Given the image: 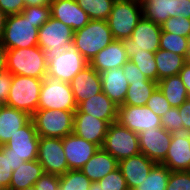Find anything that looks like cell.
<instances>
[{"mask_svg":"<svg viewBox=\"0 0 190 190\" xmlns=\"http://www.w3.org/2000/svg\"><path fill=\"white\" fill-rule=\"evenodd\" d=\"M109 124L85 113H74L73 133L102 148Z\"/></svg>","mask_w":190,"mask_h":190,"instance_id":"obj_20","label":"cell"},{"mask_svg":"<svg viewBox=\"0 0 190 190\" xmlns=\"http://www.w3.org/2000/svg\"><path fill=\"white\" fill-rule=\"evenodd\" d=\"M74 31L61 21L50 17L49 20L39 28L38 46L47 55L58 53L73 43Z\"/></svg>","mask_w":190,"mask_h":190,"instance_id":"obj_11","label":"cell"},{"mask_svg":"<svg viewBox=\"0 0 190 190\" xmlns=\"http://www.w3.org/2000/svg\"><path fill=\"white\" fill-rule=\"evenodd\" d=\"M51 17L76 31L90 22V17L75 0H51Z\"/></svg>","mask_w":190,"mask_h":190,"instance_id":"obj_19","label":"cell"},{"mask_svg":"<svg viewBox=\"0 0 190 190\" xmlns=\"http://www.w3.org/2000/svg\"><path fill=\"white\" fill-rule=\"evenodd\" d=\"M146 106L160 118L163 117L164 114L172 108L158 87L148 99Z\"/></svg>","mask_w":190,"mask_h":190,"instance_id":"obj_40","label":"cell"},{"mask_svg":"<svg viewBox=\"0 0 190 190\" xmlns=\"http://www.w3.org/2000/svg\"><path fill=\"white\" fill-rule=\"evenodd\" d=\"M44 173L38 160L24 162L13 171L8 190H24L31 187Z\"/></svg>","mask_w":190,"mask_h":190,"instance_id":"obj_28","label":"cell"},{"mask_svg":"<svg viewBox=\"0 0 190 190\" xmlns=\"http://www.w3.org/2000/svg\"><path fill=\"white\" fill-rule=\"evenodd\" d=\"M34 186L36 190H59V176L44 173Z\"/></svg>","mask_w":190,"mask_h":190,"instance_id":"obj_45","label":"cell"},{"mask_svg":"<svg viewBox=\"0 0 190 190\" xmlns=\"http://www.w3.org/2000/svg\"><path fill=\"white\" fill-rule=\"evenodd\" d=\"M43 79L13 75L7 106L33 115L38 110Z\"/></svg>","mask_w":190,"mask_h":190,"instance_id":"obj_5","label":"cell"},{"mask_svg":"<svg viewBox=\"0 0 190 190\" xmlns=\"http://www.w3.org/2000/svg\"><path fill=\"white\" fill-rule=\"evenodd\" d=\"M161 164H164L170 171H190L189 133L172 134L170 147Z\"/></svg>","mask_w":190,"mask_h":190,"instance_id":"obj_17","label":"cell"},{"mask_svg":"<svg viewBox=\"0 0 190 190\" xmlns=\"http://www.w3.org/2000/svg\"><path fill=\"white\" fill-rule=\"evenodd\" d=\"M117 122L137 134L145 130L150 131V129L162 127L161 118L154 114L146 105L119 106Z\"/></svg>","mask_w":190,"mask_h":190,"instance_id":"obj_13","label":"cell"},{"mask_svg":"<svg viewBox=\"0 0 190 190\" xmlns=\"http://www.w3.org/2000/svg\"><path fill=\"white\" fill-rule=\"evenodd\" d=\"M149 80L157 82V65L155 53L148 51H134V55L129 58Z\"/></svg>","mask_w":190,"mask_h":190,"instance_id":"obj_36","label":"cell"},{"mask_svg":"<svg viewBox=\"0 0 190 190\" xmlns=\"http://www.w3.org/2000/svg\"><path fill=\"white\" fill-rule=\"evenodd\" d=\"M25 7L50 5L51 0H24Z\"/></svg>","mask_w":190,"mask_h":190,"instance_id":"obj_52","label":"cell"},{"mask_svg":"<svg viewBox=\"0 0 190 190\" xmlns=\"http://www.w3.org/2000/svg\"><path fill=\"white\" fill-rule=\"evenodd\" d=\"M70 86L77 105L102 92L100 74L90 64L74 76Z\"/></svg>","mask_w":190,"mask_h":190,"instance_id":"obj_18","label":"cell"},{"mask_svg":"<svg viewBox=\"0 0 190 190\" xmlns=\"http://www.w3.org/2000/svg\"><path fill=\"white\" fill-rule=\"evenodd\" d=\"M157 87L173 108H178L190 97L179 75L170 76L158 81Z\"/></svg>","mask_w":190,"mask_h":190,"instance_id":"obj_30","label":"cell"},{"mask_svg":"<svg viewBox=\"0 0 190 190\" xmlns=\"http://www.w3.org/2000/svg\"><path fill=\"white\" fill-rule=\"evenodd\" d=\"M171 171L161 163H156L149 175L132 190H166Z\"/></svg>","mask_w":190,"mask_h":190,"instance_id":"obj_33","label":"cell"},{"mask_svg":"<svg viewBox=\"0 0 190 190\" xmlns=\"http://www.w3.org/2000/svg\"><path fill=\"white\" fill-rule=\"evenodd\" d=\"M179 7V16L190 19V0H181Z\"/></svg>","mask_w":190,"mask_h":190,"instance_id":"obj_51","label":"cell"},{"mask_svg":"<svg viewBox=\"0 0 190 190\" xmlns=\"http://www.w3.org/2000/svg\"><path fill=\"white\" fill-rule=\"evenodd\" d=\"M143 18L140 0H115L107 19L115 40L131 37L138 22Z\"/></svg>","mask_w":190,"mask_h":190,"instance_id":"obj_3","label":"cell"},{"mask_svg":"<svg viewBox=\"0 0 190 190\" xmlns=\"http://www.w3.org/2000/svg\"><path fill=\"white\" fill-rule=\"evenodd\" d=\"M24 190H36V188H35V186L33 185V186L28 187V188H26V189H24Z\"/></svg>","mask_w":190,"mask_h":190,"instance_id":"obj_55","label":"cell"},{"mask_svg":"<svg viewBox=\"0 0 190 190\" xmlns=\"http://www.w3.org/2000/svg\"><path fill=\"white\" fill-rule=\"evenodd\" d=\"M129 58L122 40H114L96 54L89 64L98 72L123 67Z\"/></svg>","mask_w":190,"mask_h":190,"instance_id":"obj_24","label":"cell"},{"mask_svg":"<svg viewBox=\"0 0 190 190\" xmlns=\"http://www.w3.org/2000/svg\"><path fill=\"white\" fill-rule=\"evenodd\" d=\"M114 40L107 21L90 20L83 28L74 31L73 44L80 54L90 62L98 52Z\"/></svg>","mask_w":190,"mask_h":190,"instance_id":"obj_2","label":"cell"},{"mask_svg":"<svg viewBox=\"0 0 190 190\" xmlns=\"http://www.w3.org/2000/svg\"><path fill=\"white\" fill-rule=\"evenodd\" d=\"M22 13L34 23V27H42L51 17L50 5L25 7Z\"/></svg>","mask_w":190,"mask_h":190,"instance_id":"obj_39","label":"cell"},{"mask_svg":"<svg viewBox=\"0 0 190 190\" xmlns=\"http://www.w3.org/2000/svg\"><path fill=\"white\" fill-rule=\"evenodd\" d=\"M143 18L153 21L158 25L169 17H179V5L181 0H140Z\"/></svg>","mask_w":190,"mask_h":190,"instance_id":"obj_26","label":"cell"},{"mask_svg":"<svg viewBox=\"0 0 190 190\" xmlns=\"http://www.w3.org/2000/svg\"><path fill=\"white\" fill-rule=\"evenodd\" d=\"M161 126L171 133L183 132V125L181 123L178 108H171L161 117Z\"/></svg>","mask_w":190,"mask_h":190,"instance_id":"obj_43","label":"cell"},{"mask_svg":"<svg viewBox=\"0 0 190 190\" xmlns=\"http://www.w3.org/2000/svg\"><path fill=\"white\" fill-rule=\"evenodd\" d=\"M161 26L153 21L142 18L131 37L124 38L122 43L128 58L134 55V51L156 52L160 46Z\"/></svg>","mask_w":190,"mask_h":190,"instance_id":"obj_10","label":"cell"},{"mask_svg":"<svg viewBox=\"0 0 190 190\" xmlns=\"http://www.w3.org/2000/svg\"><path fill=\"white\" fill-rule=\"evenodd\" d=\"M7 16L8 15L4 11L0 10V39L3 36Z\"/></svg>","mask_w":190,"mask_h":190,"instance_id":"obj_53","label":"cell"},{"mask_svg":"<svg viewBox=\"0 0 190 190\" xmlns=\"http://www.w3.org/2000/svg\"><path fill=\"white\" fill-rule=\"evenodd\" d=\"M172 134L163 127L140 132L138 134L140 152L150 160L161 163L167 155Z\"/></svg>","mask_w":190,"mask_h":190,"instance_id":"obj_15","label":"cell"},{"mask_svg":"<svg viewBox=\"0 0 190 190\" xmlns=\"http://www.w3.org/2000/svg\"><path fill=\"white\" fill-rule=\"evenodd\" d=\"M77 104L70 83L46 76L42 81L38 110L76 111Z\"/></svg>","mask_w":190,"mask_h":190,"instance_id":"obj_8","label":"cell"},{"mask_svg":"<svg viewBox=\"0 0 190 190\" xmlns=\"http://www.w3.org/2000/svg\"><path fill=\"white\" fill-rule=\"evenodd\" d=\"M30 120L31 115L27 112L0 105V146L5 145Z\"/></svg>","mask_w":190,"mask_h":190,"instance_id":"obj_25","label":"cell"},{"mask_svg":"<svg viewBox=\"0 0 190 190\" xmlns=\"http://www.w3.org/2000/svg\"><path fill=\"white\" fill-rule=\"evenodd\" d=\"M159 49L184 56L189 61V38L161 31Z\"/></svg>","mask_w":190,"mask_h":190,"instance_id":"obj_35","label":"cell"},{"mask_svg":"<svg viewBox=\"0 0 190 190\" xmlns=\"http://www.w3.org/2000/svg\"><path fill=\"white\" fill-rule=\"evenodd\" d=\"M102 190H128L125 178L118 167L98 181Z\"/></svg>","mask_w":190,"mask_h":190,"instance_id":"obj_41","label":"cell"},{"mask_svg":"<svg viewBox=\"0 0 190 190\" xmlns=\"http://www.w3.org/2000/svg\"><path fill=\"white\" fill-rule=\"evenodd\" d=\"M91 20L107 21L115 0H75Z\"/></svg>","mask_w":190,"mask_h":190,"instance_id":"obj_34","label":"cell"},{"mask_svg":"<svg viewBox=\"0 0 190 190\" xmlns=\"http://www.w3.org/2000/svg\"><path fill=\"white\" fill-rule=\"evenodd\" d=\"M162 31L190 38V19L183 16L169 17L163 25Z\"/></svg>","mask_w":190,"mask_h":190,"instance_id":"obj_38","label":"cell"},{"mask_svg":"<svg viewBox=\"0 0 190 190\" xmlns=\"http://www.w3.org/2000/svg\"><path fill=\"white\" fill-rule=\"evenodd\" d=\"M24 162L18 156L8 153V147L0 146V190H8L13 171Z\"/></svg>","mask_w":190,"mask_h":190,"instance_id":"obj_32","label":"cell"},{"mask_svg":"<svg viewBox=\"0 0 190 190\" xmlns=\"http://www.w3.org/2000/svg\"><path fill=\"white\" fill-rule=\"evenodd\" d=\"M7 71V49L0 41V73Z\"/></svg>","mask_w":190,"mask_h":190,"instance_id":"obj_50","label":"cell"},{"mask_svg":"<svg viewBox=\"0 0 190 190\" xmlns=\"http://www.w3.org/2000/svg\"><path fill=\"white\" fill-rule=\"evenodd\" d=\"M7 71L12 75H22L44 79L47 72V54L39 46L7 50Z\"/></svg>","mask_w":190,"mask_h":190,"instance_id":"obj_1","label":"cell"},{"mask_svg":"<svg viewBox=\"0 0 190 190\" xmlns=\"http://www.w3.org/2000/svg\"><path fill=\"white\" fill-rule=\"evenodd\" d=\"M12 76L9 71L0 73V105H6L10 93Z\"/></svg>","mask_w":190,"mask_h":190,"instance_id":"obj_46","label":"cell"},{"mask_svg":"<svg viewBox=\"0 0 190 190\" xmlns=\"http://www.w3.org/2000/svg\"><path fill=\"white\" fill-rule=\"evenodd\" d=\"M88 65L89 62L71 43L63 51L47 55L46 76L70 83L74 76Z\"/></svg>","mask_w":190,"mask_h":190,"instance_id":"obj_7","label":"cell"},{"mask_svg":"<svg viewBox=\"0 0 190 190\" xmlns=\"http://www.w3.org/2000/svg\"><path fill=\"white\" fill-rule=\"evenodd\" d=\"M99 74L102 82V92L118 107L123 105L129 86L123 68L105 70Z\"/></svg>","mask_w":190,"mask_h":190,"instance_id":"obj_23","label":"cell"},{"mask_svg":"<svg viewBox=\"0 0 190 190\" xmlns=\"http://www.w3.org/2000/svg\"><path fill=\"white\" fill-rule=\"evenodd\" d=\"M39 138L33 121L30 120L10 138L5 146L8 147V153L18 156L21 160L33 161L37 160Z\"/></svg>","mask_w":190,"mask_h":190,"instance_id":"obj_14","label":"cell"},{"mask_svg":"<svg viewBox=\"0 0 190 190\" xmlns=\"http://www.w3.org/2000/svg\"><path fill=\"white\" fill-rule=\"evenodd\" d=\"M166 190H190V171H171Z\"/></svg>","mask_w":190,"mask_h":190,"instance_id":"obj_42","label":"cell"},{"mask_svg":"<svg viewBox=\"0 0 190 190\" xmlns=\"http://www.w3.org/2000/svg\"><path fill=\"white\" fill-rule=\"evenodd\" d=\"M124 76L127 79L128 83L131 82H155L147 79L139 70V68L130 60L126 62V64L122 67Z\"/></svg>","mask_w":190,"mask_h":190,"instance_id":"obj_44","label":"cell"},{"mask_svg":"<svg viewBox=\"0 0 190 190\" xmlns=\"http://www.w3.org/2000/svg\"><path fill=\"white\" fill-rule=\"evenodd\" d=\"M118 167L119 162L103 148H99L80 170L89 180L98 182Z\"/></svg>","mask_w":190,"mask_h":190,"instance_id":"obj_27","label":"cell"},{"mask_svg":"<svg viewBox=\"0 0 190 190\" xmlns=\"http://www.w3.org/2000/svg\"><path fill=\"white\" fill-rule=\"evenodd\" d=\"M24 8V0H0V10L7 15L20 14Z\"/></svg>","mask_w":190,"mask_h":190,"instance_id":"obj_47","label":"cell"},{"mask_svg":"<svg viewBox=\"0 0 190 190\" xmlns=\"http://www.w3.org/2000/svg\"><path fill=\"white\" fill-rule=\"evenodd\" d=\"M190 95V61H188L178 73Z\"/></svg>","mask_w":190,"mask_h":190,"instance_id":"obj_49","label":"cell"},{"mask_svg":"<svg viewBox=\"0 0 190 190\" xmlns=\"http://www.w3.org/2000/svg\"><path fill=\"white\" fill-rule=\"evenodd\" d=\"M178 112L183 125V132L190 134V99L178 107Z\"/></svg>","mask_w":190,"mask_h":190,"instance_id":"obj_48","label":"cell"},{"mask_svg":"<svg viewBox=\"0 0 190 190\" xmlns=\"http://www.w3.org/2000/svg\"><path fill=\"white\" fill-rule=\"evenodd\" d=\"M74 112L66 110H37L32 116L40 137L64 138L73 132Z\"/></svg>","mask_w":190,"mask_h":190,"instance_id":"obj_6","label":"cell"},{"mask_svg":"<svg viewBox=\"0 0 190 190\" xmlns=\"http://www.w3.org/2000/svg\"><path fill=\"white\" fill-rule=\"evenodd\" d=\"M102 148L118 162L141 153L138 134L118 122L109 125Z\"/></svg>","mask_w":190,"mask_h":190,"instance_id":"obj_9","label":"cell"},{"mask_svg":"<svg viewBox=\"0 0 190 190\" xmlns=\"http://www.w3.org/2000/svg\"><path fill=\"white\" fill-rule=\"evenodd\" d=\"M155 62L157 65V82L178 75L182 67L188 60L179 54L158 49L155 52Z\"/></svg>","mask_w":190,"mask_h":190,"instance_id":"obj_29","label":"cell"},{"mask_svg":"<svg viewBox=\"0 0 190 190\" xmlns=\"http://www.w3.org/2000/svg\"><path fill=\"white\" fill-rule=\"evenodd\" d=\"M74 113H85L104 120L110 125L117 122L118 106L103 92H100L92 98L79 103Z\"/></svg>","mask_w":190,"mask_h":190,"instance_id":"obj_22","label":"cell"},{"mask_svg":"<svg viewBox=\"0 0 190 190\" xmlns=\"http://www.w3.org/2000/svg\"><path fill=\"white\" fill-rule=\"evenodd\" d=\"M156 88L157 82H131L123 105L145 106Z\"/></svg>","mask_w":190,"mask_h":190,"instance_id":"obj_31","label":"cell"},{"mask_svg":"<svg viewBox=\"0 0 190 190\" xmlns=\"http://www.w3.org/2000/svg\"><path fill=\"white\" fill-rule=\"evenodd\" d=\"M37 160L48 174L61 176L69 170L62 138L40 137Z\"/></svg>","mask_w":190,"mask_h":190,"instance_id":"obj_12","label":"cell"},{"mask_svg":"<svg viewBox=\"0 0 190 190\" xmlns=\"http://www.w3.org/2000/svg\"><path fill=\"white\" fill-rule=\"evenodd\" d=\"M156 162L144 154L125 158L119 161V168L125 178L128 190L140 185L147 178Z\"/></svg>","mask_w":190,"mask_h":190,"instance_id":"obj_21","label":"cell"},{"mask_svg":"<svg viewBox=\"0 0 190 190\" xmlns=\"http://www.w3.org/2000/svg\"><path fill=\"white\" fill-rule=\"evenodd\" d=\"M38 33L39 29L21 12L7 16L0 41L7 50L30 48L38 46Z\"/></svg>","mask_w":190,"mask_h":190,"instance_id":"obj_4","label":"cell"},{"mask_svg":"<svg viewBox=\"0 0 190 190\" xmlns=\"http://www.w3.org/2000/svg\"><path fill=\"white\" fill-rule=\"evenodd\" d=\"M69 170H80L100 148L73 132L62 138Z\"/></svg>","mask_w":190,"mask_h":190,"instance_id":"obj_16","label":"cell"},{"mask_svg":"<svg viewBox=\"0 0 190 190\" xmlns=\"http://www.w3.org/2000/svg\"><path fill=\"white\" fill-rule=\"evenodd\" d=\"M189 61H190V38H189Z\"/></svg>","mask_w":190,"mask_h":190,"instance_id":"obj_56","label":"cell"},{"mask_svg":"<svg viewBox=\"0 0 190 190\" xmlns=\"http://www.w3.org/2000/svg\"><path fill=\"white\" fill-rule=\"evenodd\" d=\"M101 185L99 182H92L91 186L89 187V190H102Z\"/></svg>","mask_w":190,"mask_h":190,"instance_id":"obj_54","label":"cell"},{"mask_svg":"<svg viewBox=\"0 0 190 190\" xmlns=\"http://www.w3.org/2000/svg\"><path fill=\"white\" fill-rule=\"evenodd\" d=\"M91 184L81 170H68L59 176V190H89Z\"/></svg>","mask_w":190,"mask_h":190,"instance_id":"obj_37","label":"cell"}]
</instances>
